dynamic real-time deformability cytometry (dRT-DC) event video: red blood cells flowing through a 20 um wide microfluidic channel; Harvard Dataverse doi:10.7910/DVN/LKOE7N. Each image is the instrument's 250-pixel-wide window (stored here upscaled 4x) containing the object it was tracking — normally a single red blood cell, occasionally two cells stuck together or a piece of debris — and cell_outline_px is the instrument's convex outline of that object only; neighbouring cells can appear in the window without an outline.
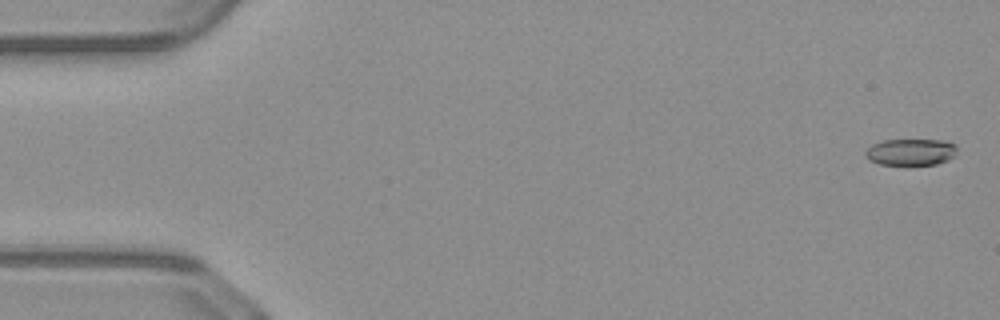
{"species": "common noctule bat (a hibernating species)", "species_latin": "Nyctalus noctula", "temperature_condition": "warm", "stored_images_in_passage": 51, "camera_frame_rate_fps": 3000, "um_per_image_px": 0.085, "animal": {"sex": "male", "body_mass_g": 23.1, "forearm_length_mm": 52.7}, "frame": {"image": 1, "passage_image": 2, "time_ms": 0.333, "image_size_px": [1000, 320], "cell_outline_px": [[956, 156], [948, 160], [936, 164], [908, 168], [880, 164], [868, 160], [864, 156], [864, 152], [872, 144], [884, 140], [944, 140], [956, 144]], "centroid_in_image_um": [77.41, 12.97], "position_along_channel_um": 7.6, "area_um2": 15.09}}
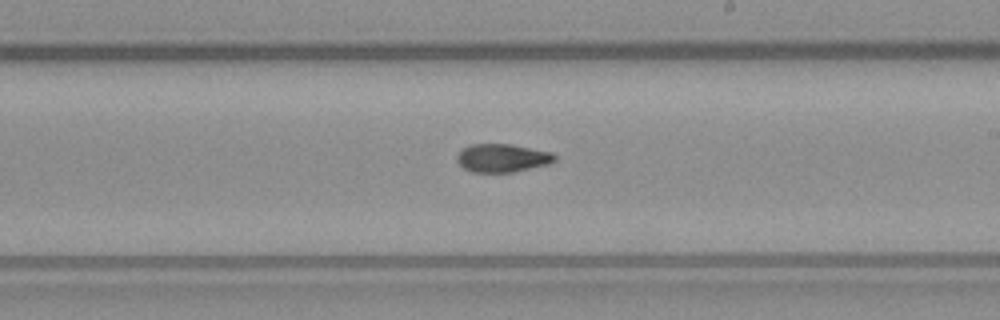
{"frame": {"image": 2, "passage_image": 30, "time_ms": 9.667, "image_size_px": [1000, 320], "cell_outline_px": [[556, 160], [548, 164], [512, 172], [472, 172], [464, 168], [456, 160], [456, 156], [464, 148], [472, 144], [512, 144], [552, 152], [556, 156]], "centroid_in_image_um": [42.71, 13.42], "position_along_channel_um": 246.3, "area_um2": 16.01}}
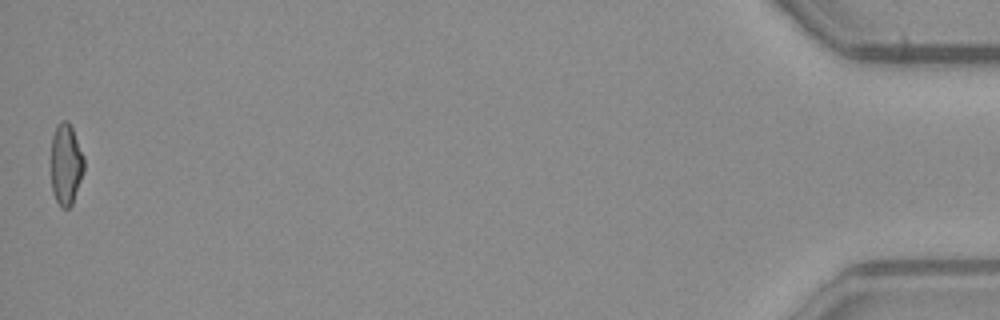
{"frame": {"image": 3, "passage_image": 51, "time_ms": 16.667, "image_size_px": [1000, 320], "cell_outline_px": [[84, 172], [72, 204], [68, 208], [60, 208], [52, 192], [52, 136], [56, 124], [60, 120], [68, 120], [72, 128], [84, 156]], "centroid_in_image_um": [5.61, 13.96], "position_along_channel_um": 429.6, "area_um2": 15.72}, "authors_computed_cell_mechanics": {"area_um2": 16.2418, "velocity_mm_per_s": 4.1108, "shape_relaxation_time_tau1_ms": null, "shape_relaxation_time_tau2_ms": 1.9124, "deformation_change_tau1": null, "deformation_change_tau2": 0.0733}}